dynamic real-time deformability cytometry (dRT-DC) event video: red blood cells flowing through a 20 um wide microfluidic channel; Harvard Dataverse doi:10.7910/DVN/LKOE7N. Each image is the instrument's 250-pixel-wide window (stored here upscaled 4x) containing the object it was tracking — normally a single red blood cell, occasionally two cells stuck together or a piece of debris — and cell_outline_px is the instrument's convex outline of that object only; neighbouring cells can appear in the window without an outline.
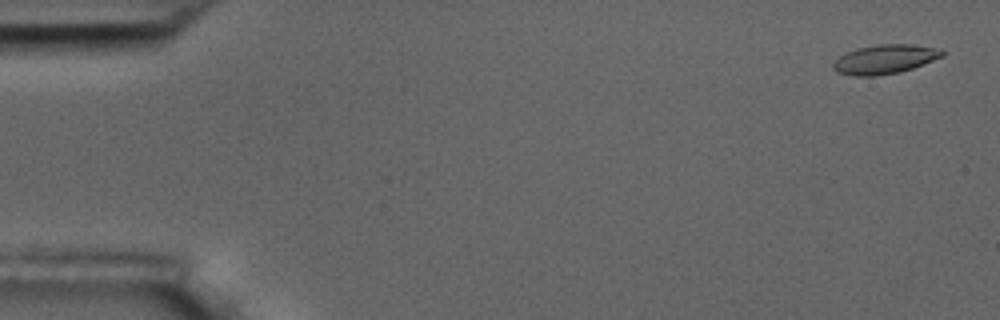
{"species": "common noctule bat (a hibernating species)", "species_latin": "Nyctalus noctula", "temperature_condition": "room temperature", "stored_images_in_passage": 56, "camera_frame_rate_fps": 3000, "um_per_image_px": 0.085, "animal": {"sex": "male", "body_mass_g": 17.5, "forearm_length_mm": 52.3}, "frame": {"image": 1, "passage_image": 2, "time_ms": 0.333, "image_size_px": [1000, 320], "cell_outline_px": [[944, 56], [912, 68], [900, 72], [876, 76], [856, 76], [836, 72], [832, 68], [832, 64], [840, 56], [856, 48], [880, 44], [912, 44], [932, 48], [944, 52]], "centroid_in_image_um": [75.17, 5.04], "position_along_channel_um": 9.8, "area_um2": 18.32}}
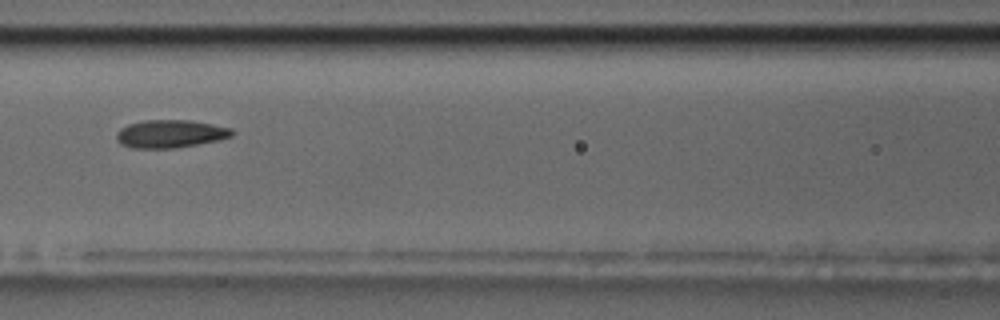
{"frame": {"image": 2, "passage_image": 25, "time_ms": 8.0, "image_size_px": [1000, 320], "cell_outline_px": [[236, 132], [232, 136], [220, 140], [176, 148], [132, 148], [120, 144], [116, 140], [116, 132], [120, 128], [128, 124], [144, 120], [192, 120], [232, 128]], "centroid_in_image_um": [14.48, 11.37], "position_along_channel_um": 152.1, "area_um2": 19.07}}
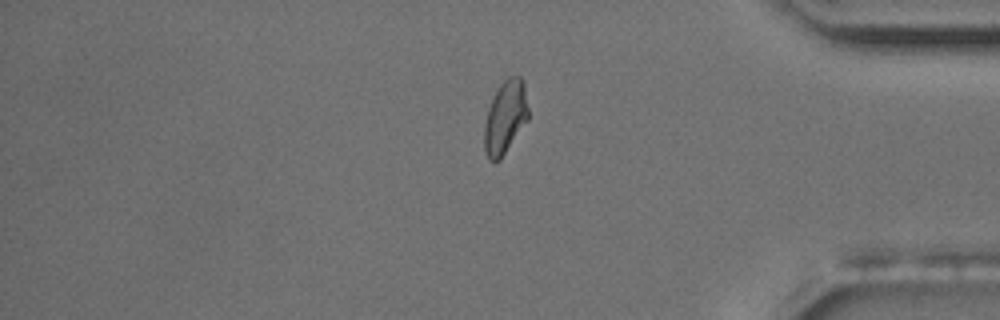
{"frame": {"image": 3, "passage_image": 47, "time_ms": 15.333, "image_size_px": [1000, 320], "cell_outline_px": [[528, 120], [500, 160], [492, 164], [488, 160], [484, 152], [484, 124], [488, 108], [500, 84], [508, 76], [520, 76], [524, 80], [528, 108]], "centroid_in_image_um": [42.94, 10.0], "position_along_channel_um": 392.3, "area_um2": 19.02}, "authors_computed_cell_mechanics": {"area_um2": 18.7272, "velocity_mm_per_s": 3.6054, "shape_relaxation_time_tau1_ms": null, "shape_relaxation_time_tau2_ms": 1.9123, "deformation_change_tau1": null, "deformation_change_tau2": 0.0772}}